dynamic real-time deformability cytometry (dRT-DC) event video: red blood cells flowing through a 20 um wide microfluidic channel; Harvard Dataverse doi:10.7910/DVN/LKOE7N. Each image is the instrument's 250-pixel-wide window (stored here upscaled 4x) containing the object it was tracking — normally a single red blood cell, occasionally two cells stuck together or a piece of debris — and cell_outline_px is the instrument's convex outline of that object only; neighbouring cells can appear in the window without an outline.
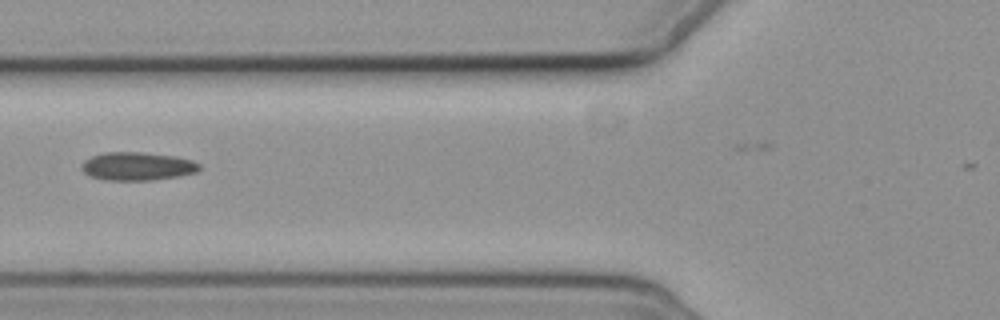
{"species": "common noctule bat (a hibernating species)", "species_latin": "Nyctalus noctula", "temperature_condition": "cold", "stored_images_in_passage": 8, "camera_frame_rate_fps": 3000, "um_per_image_px": 0.085, "animal": {"sex": "female", "body_mass_g": 19.3, "forearm_length_mm": 54.1}, "frame": {"image": 1, "passage_image": 7, "time_ms": 7.0, "image_size_px": [1000, 320], "cell_outline_px": [[200, 168], [196, 172], [180, 176], [152, 180], [104, 180], [92, 176], [84, 172], [80, 168], [80, 164], [84, 160], [92, 156], [104, 152], [140, 152], [176, 156], [192, 160], [200, 164]], "centroid_in_image_um": [11.66, 14.13], "position_along_channel_um": 114.1, "area_um2": 19.48}}